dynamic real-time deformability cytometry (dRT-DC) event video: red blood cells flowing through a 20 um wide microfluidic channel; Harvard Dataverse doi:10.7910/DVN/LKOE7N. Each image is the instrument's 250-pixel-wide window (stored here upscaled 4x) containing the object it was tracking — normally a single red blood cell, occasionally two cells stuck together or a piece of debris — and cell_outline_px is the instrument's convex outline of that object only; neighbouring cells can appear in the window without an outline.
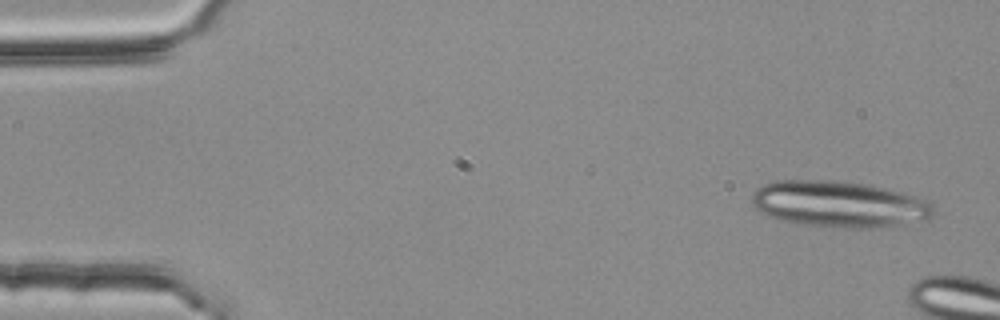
{"species": "common noctule bat (a hibernating species)", "species_latin": "Nyctalus noctula", "temperature_condition": "room temperature", "stored_images_in_passage": 5, "camera_frame_rate_fps": 3000, "um_per_image_px": 0.085, "animal": {"sex": "female", "body_mass_g": 25.1}, "frame": {"image": 1, "passage_image": 1, "time_ms": 0.0, "image_size_px": [1000, 320], "cell_outline_px": [[936, 212], [928, 220], [892, 228], [848, 228], [800, 224], [780, 220], [768, 216], [760, 212], [752, 204], [752, 196], [756, 188], [764, 184], [776, 180], [832, 180], [868, 184], [904, 192], [916, 196], [932, 204], [936, 208]], "centroid_in_image_um": [71.4, 17.37], "position_along_channel_um": 13.6, "area_um2": 49.94}}